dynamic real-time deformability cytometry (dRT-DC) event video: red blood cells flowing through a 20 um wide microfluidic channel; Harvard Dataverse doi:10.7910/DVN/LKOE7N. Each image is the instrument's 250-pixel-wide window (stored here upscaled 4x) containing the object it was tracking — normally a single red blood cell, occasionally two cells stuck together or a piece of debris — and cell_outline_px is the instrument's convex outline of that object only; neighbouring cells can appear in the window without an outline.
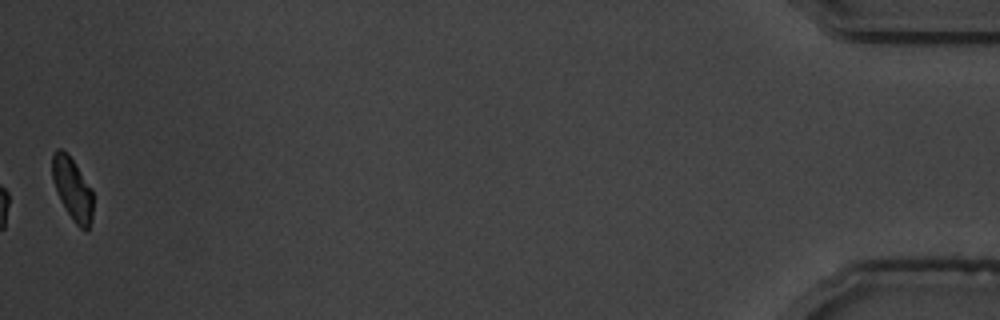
{"species": "common noctule bat (a hibernating species)", "species_latin": "Nyctalus noctula", "temperature_condition": "warm", "stored_images_in_passage": 41, "camera_frame_rate_fps": 3000, "um_per_image_px": 0.085, "animal": {"sex": "male", "body_mass_g": 19.5, "forearm_length_mm": 54.6}, "frame": {"image": 1, "passage_image": 41, "time_ms": 13.333, "image_size_px": [1000, 320], "cell_outline_px": [[92, 216], [88, 232], [84, 232], [76, 224], [68, 212], [52, 180], [52, 152], [56, 148], [60, 148], [72, 160], [92, 188]], "centroid_in_image_um": [6.17, 16.07], "position_along_channel_um": 429.0, "area_um2": 14.51}, "authors_computed_cell_mechanics": {"area_um2": 16.2418, "velocity_mm_per_s": 3.6315, "shape_relaxation_time_tau1_ms": 2.5653, "shape_relaxation_time_tau2_ms": 3.1788, "deformation_change_tau1": 0.1074, "deformation_change_tau2": 0.0686}}